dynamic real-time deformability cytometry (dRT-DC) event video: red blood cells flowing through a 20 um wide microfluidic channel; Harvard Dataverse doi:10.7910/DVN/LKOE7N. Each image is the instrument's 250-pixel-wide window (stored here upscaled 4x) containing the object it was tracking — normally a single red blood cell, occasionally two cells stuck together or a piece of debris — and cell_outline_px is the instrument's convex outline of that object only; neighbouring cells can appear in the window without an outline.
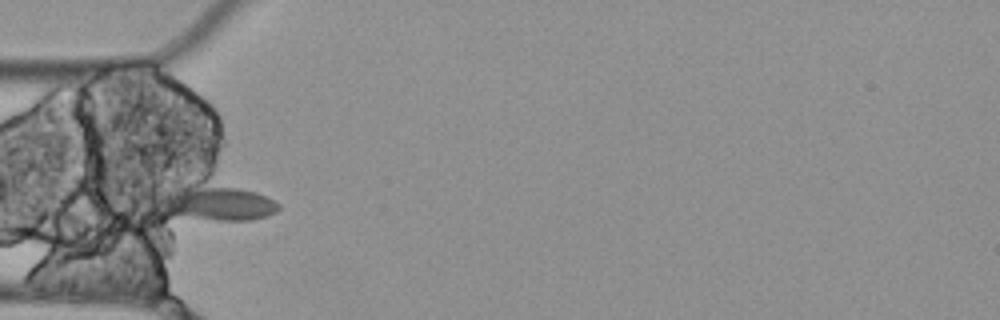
{"species": "Egyptian fruit bat (a non-hibernating species)", "species_latin": "Rousettus aegyptiacus", "temperature_condition": "cold", "stored_images_in_passage": 3, "camera_frame_rate_fps": 3000, "um_per_image_px": 0.085, "animal": {"sex": "female"}, "frame": {"image": 1, "passage_image": 3, "time_ms": 0.667, "image_size_px": [1000, 320], "cell_outline_px": [[280, 208], [276, 212], [252, 220], [216, 220], [168, 216], [144, 200], [140, 196], [148, 192], [200, 180], [256, 192], [280, 204]], "centroid_in_image_um": [17.92, 17.17], "position_along_channel_um": 67.1, "area_um2": 27.46}}